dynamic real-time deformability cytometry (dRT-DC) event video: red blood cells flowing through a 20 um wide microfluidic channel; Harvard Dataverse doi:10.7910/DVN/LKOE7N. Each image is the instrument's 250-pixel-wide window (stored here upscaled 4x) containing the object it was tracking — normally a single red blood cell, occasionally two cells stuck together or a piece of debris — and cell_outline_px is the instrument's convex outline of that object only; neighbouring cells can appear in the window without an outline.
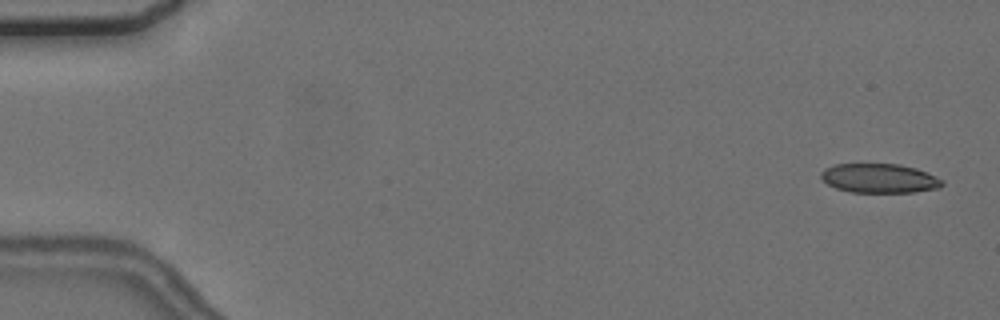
{"species": "common noctule bat (a hibernating species)", "species_latin": "Nyctalus noctula", "temperature_condition": "cold", "stored_images_in_passage": 4, "camera_frame_rate_fps": 3000, "um_per_image_px": 0.085, "animal": {"sex": "female", "body_mass_g": 24.6, "forearm_length_mm": 56.2}, "frame": {"image": 1, "passage_image": 1, "time_ms": 0.0, "image_size_px": [1000, 320], "cell_outline_px": [[944, 184], [940, 188], [912, 192], [852, 192], [836, 188], [828, 184], [820, 176], [820, 172], [824, 168], [836, 164], [900, 164], [916, 168], [936, 176], [944, 180]], "centroid_in_image_um": [74.77, 15.15], "position_along_channel_um": 10.2, "area_um2": 20.69}}
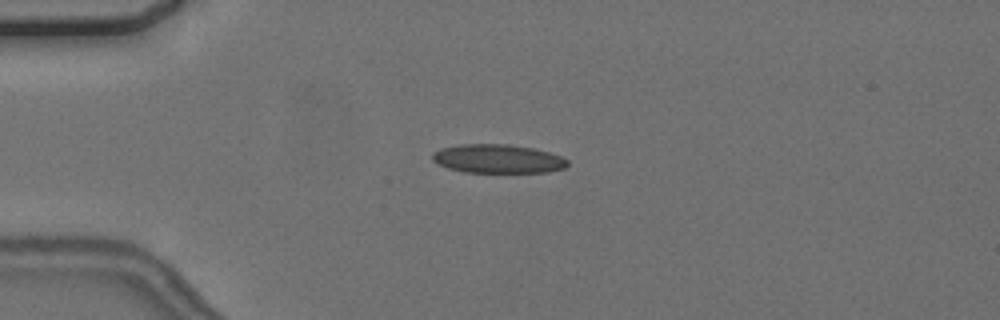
{"frame": {"image": 2, "passage_image": 4, "time_ms": 4.0, "image_size_px": [1000, 320], "cell_outline_px": [[568, 164], [564, 168], [548, 172], [464, 172], [448, 168], [432, 160], [432, 152], [440, 148], [460, 144], [508, 144], [532, 148], [548, 152], [560, 156], [568, 160]], "centroid_in_image_um": [42.29, 13.49], "position_along_channel_um": 42.7, "area_um2": 22.6}}